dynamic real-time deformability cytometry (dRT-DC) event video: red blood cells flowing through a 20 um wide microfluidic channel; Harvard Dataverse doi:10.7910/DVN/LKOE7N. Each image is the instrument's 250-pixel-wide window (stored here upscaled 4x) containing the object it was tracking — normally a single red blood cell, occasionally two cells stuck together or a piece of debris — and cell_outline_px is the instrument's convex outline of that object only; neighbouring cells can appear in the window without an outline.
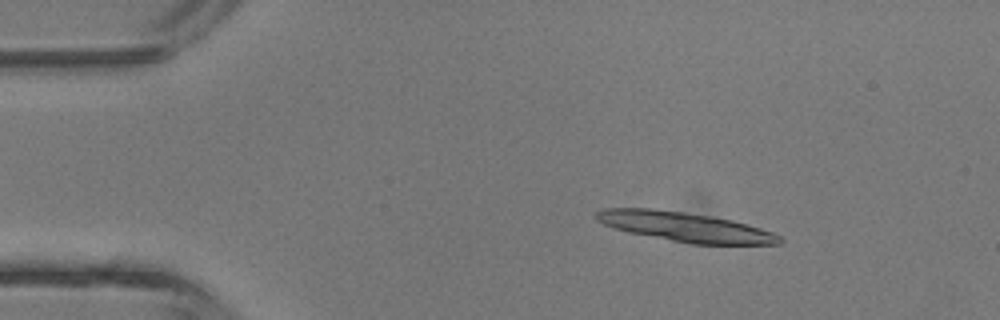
{"species": "common noctule bat (a hibernating species)", "species_latin": "Nyctalus noctula", "temperature_condition": "room temperature", "stored_images_in_passage": 5, "camera_frame_rate_fps": 3000, "um_per_image_px": 0.085, "animal": {"sex": "male", "body_mass_g": 13.3}, "frame": {"image": 1, "passage_image": 2, "time_ms": 1.0, "image_size_px": [1000, 320], "cell_outline_px": [[784, 240], [780, 244], [692, 244], [628, 232], [612, 228], [596, 220], [592, 216], [596, 212], [604, 208], [652, 208], [684, 212], [732, 220], [748, 224], [772, 232], [780, 236]], "centroid_in_image_um": [58.19, 19.28], "position_along_channel_um": 26.8, "area_um2": 31.44}}
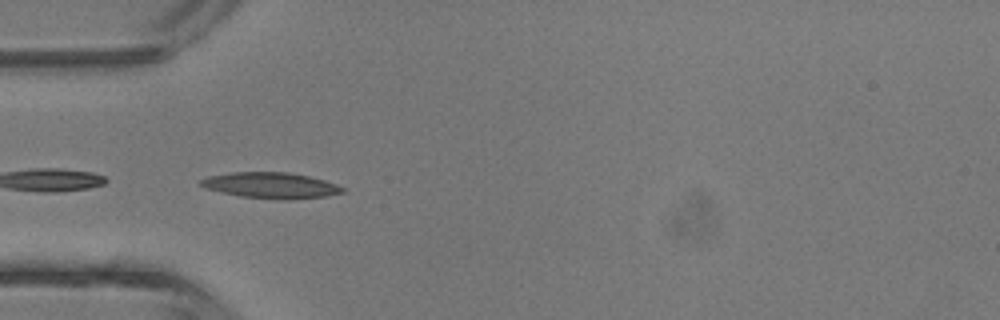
{"frame": {"image": 2, "passage_image": 4, "time_ms": 3.333, "image_size_px": [1000, 320], "cell_outline_px": [[344, 192], [328, 196], [288, 200], [280, 200], [240, 196], [220, 192], [204, 188], [200, 184], [200, 180], [208, 176], [232, 172], [288, 172], [308, 176], [324, 180], [336, 184], [344, 188]], "centroid_in_image_um": [23.02, 15.76], "position_along_channel_um": 62.0, "area_um2": 21.5}}
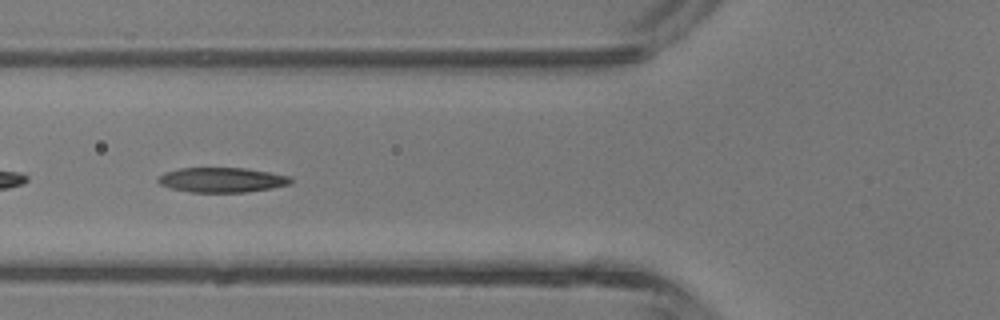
{"frame": {"image": 3, "passage_image": 5, "time_ms": 4.333, "image_size_px": [1000, 320], "cell_outline_px": [[292, 184], [272, 188], [244, 192], [188, 192], [172, 188], [160, 184], [156, 180], [164, 172], [180, 168], [248, 168], [292, 176]], "centroid_in_image_um": [18.9, 15.29], "position_along_channel_um": 106.9, "area_um2": 19.31}}